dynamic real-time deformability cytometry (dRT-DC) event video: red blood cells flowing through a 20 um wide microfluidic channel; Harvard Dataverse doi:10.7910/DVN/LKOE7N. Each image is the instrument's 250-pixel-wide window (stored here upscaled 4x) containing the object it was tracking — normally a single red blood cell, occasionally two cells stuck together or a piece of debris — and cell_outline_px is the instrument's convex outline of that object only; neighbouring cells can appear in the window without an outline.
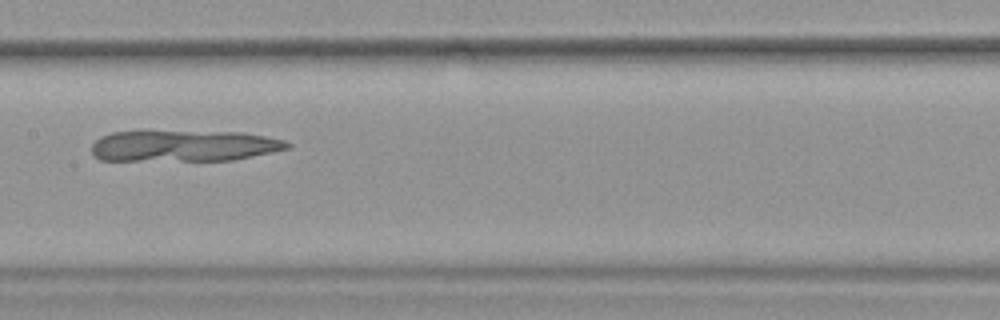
{"species": "common noctule bat (a hibernating species)", "species_latin": "Nyctalus noctula", "temperature_condition": "warm", "stored_images_in_passage": 40, "camera_frame_rate_fps": 3000, "um_per_image_px": 0.085, "animal": {"sex": "female", "body_mass_g": 19.9}, "frame": {"image": 1, "passage_image": 15, "time_ms": 4.667, "image_size_px": [1000, 320], "cell_outline_px": [[292, 144], [288, 148], [272, 152], [232, 160], [100, 160], [92, 156], [92, 144], [100, 136], [112, 132], [244, 132], [284, 140]], "centroid_in_image_um": [15.61, 12.4], "position_along_channel_um": 191.8, "area_um2": 35.26}}